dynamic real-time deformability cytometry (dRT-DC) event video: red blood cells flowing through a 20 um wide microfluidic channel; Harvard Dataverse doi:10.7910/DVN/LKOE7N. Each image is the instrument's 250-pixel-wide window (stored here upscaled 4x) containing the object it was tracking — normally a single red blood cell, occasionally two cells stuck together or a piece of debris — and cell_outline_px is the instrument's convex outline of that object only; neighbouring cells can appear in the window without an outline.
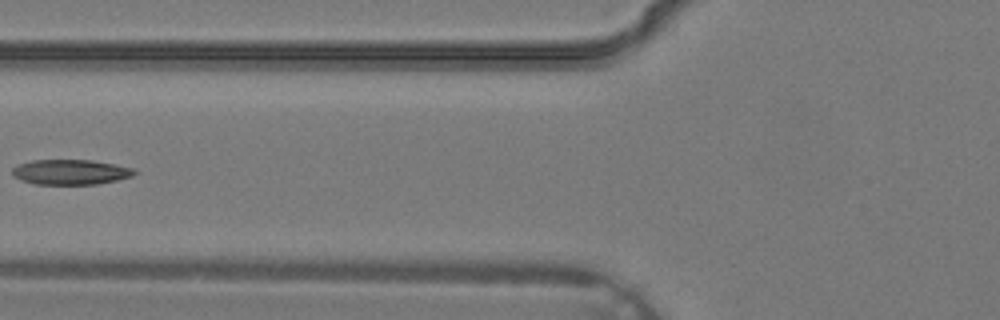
{"species": "common noctule bat (a hibernating species)", "species_latin": "Nyctalus noctula", "temperature_condition": "warm", "stored_images_in_passage": 2, "camera_frame_rate_fps": 3000, "um_per_image_px": 0.085, "animal": {"sex": "male", "body_mass_g": 19.2, "forearm_length_mm": 51.8}, "frame": {"image": 1, "passage_image": 2, "time_ms": 0.333, "image_size_px": [1000, 320], "cell_outline_px": [[136, 172], [132, 176], [116, 180], [96, 184], [36, 184], [20, 180], [12, 176], [12, 168], [20, 164], [32, 160], [92, 160], [136, 168]], "centroid_in_image_um": [5.99, 14.62], "position_along_channel_um": 119.8, "area_um2": 17.86}}